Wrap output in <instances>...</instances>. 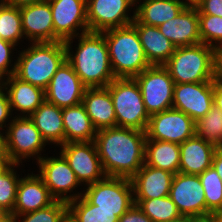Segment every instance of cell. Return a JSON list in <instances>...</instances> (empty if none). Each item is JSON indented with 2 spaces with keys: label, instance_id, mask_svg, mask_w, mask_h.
I'll return each mask as SVG.
<instances>
[{
  "label": "cell",
  "instance_id": "11",
  "mask_svg": "<svg viewBox=\"0 0 222 222\" xmlns=\"http://www.w3.org/2000/svg\"><path fill=\"white\" fill-rule=\"evenodd\" d=\"M86 5L90 32L128 26L135 20L136 0H86Z\"/></svg>",
  "mask_w": 222,
  "mask_h": 222
},
{
  "label": "cell",
  "instance_id": "12",
  "mask_svg": "<svg viewBox=\"0 0 222 222\" xmlns=\"http://www.w3.org/2000/svg\"><path fill=\"white\" fill-rule=\"evenodd\" d=\"M146 140L181 144L196 134L195 121L184 112L171 108L150 116Z\"/></svg>",
  "mask_w": 222,
  "mask_h": 222
},
{
  "label": "cell",
  "instance_id": "52",
  "mask_svg": "<svg viewBox=\"0 0 222 222\" xmlns=\"http://www.w3.org/2000/svg\"><path fill=\"white\" fill-rule=\"evenodd\" d=\"M8 162H0V172L8 165Z\"/></svg>",
  "mask_w": 222,
  "mask_h": 222
},
{
  "label": "cell",
  "instance_id": "19",
  "mask_svg": "<svg viewBox=\"0 0 222 222\" xmlns=\"http://www.w3.org/2000/svg\"><path fill=\"white\" fill-rule=\"evenodd\" d=\"M1 85L8 94L13 116L17 114L15 117H29L45 101L43 88L23 82L15 75L7 77Z\"/></svg>",
  "mask_w": 222,
  "mask_h": 222
},
{
  "label": "cell",
  "instance_id": "22",
  "mask_svg": "<svg viewBox=\"0 0 222 222\" xmlns=\"http://www.w3.org/2000/svg\"><path fill=\"white\" fill-rule=\"evenodd\" d=\"M173 173L144 165L131 178L134 199H153L169 196Z\"/></svg>",
  "mask_w": 222,
  "mask_h": 222
},
{
  "label": "cell",
  "instance_id": "37",
  "mask_svg": "<svg viewBox=\"0 0 222 222\" xmlns=\"http://www.w3.org/2000/svg\"><path fill=\"white\" fill-rule=\"evenodd\" d=\"M201 43L215 50L222 49V18L214 15L198 14Z\"/></svg>",
  "mask_w": 222,
  "mask_h": 222
},
{
  "label": "cell",
  "instance_id": "13",
  "mask_svg": "<svg viewBox=\"0 0 222 222\" xmlns=\"http://www.w3.org/2000/svg\"><path fill=\"white\" fill-rule=\"evenodd\" d=\"M53 18L54 42L89 32L86 0H48Z\"/></svg>",
  "mask_w": 222,
  "mask_h": 222
},
{
  "label": "cell",
  "instance_id": "45",
  "mask_svg": "<svg viewBox=\"0 0 222 222\" xmlns=\"http://www.w3.org/2000/svg\"><path fill=\"white\" fill-rule=\"evenodd\" d=\"M1 1L9 6H15L20 8L26 5L43 2L46 0H1Z\"/></svg>",
  "mask_w": 222,
  "mask_h": 222
},
{
  "label": "cell",
  "instance_id": "1",
  "mask_svg": "<svg viewBox=\"0 0 222 222\" xmlns=\"http://www.w3.org/2000/svg\"><path fill=\"white\" fill-rule=\"evenodd\" d=\"M145 131L111 127L97 130L94 143L106 176L131 179L145 163Z\"/></svg>",
  "mask_w": 222,
  "mask_h": 222
},
{
  "label": "cell",
  "instance_id": "39",
  "mask_svg": "<svg viewBox=\"0 0 222 222\" xmlns=\"http://www.w3.org/2000/svg\"><path fill=\"white\" fill-rule=\"evenodd\" d=\"M13 118V114L10 107V101L6 90L0 86V129H7ZM9 119V120H8ZM7 122V124H6Z\"/></svg>",
  "mask_w": 222,
  "mask_h": 222
},
{
  "label": "cell",
  "instance_id": "16",
  "mask_svg": "<svg viewBox=\"0 0 222 222\" xmlns=\"http://www.w3.org/2000/svg\"><path fill=\"white\" fill-rule=\"evenodd\" d=\"M213 105V81L174 85L172 108L184 112L195 122Z\"/></svg>",
  "mask_w": 222,
  "mask_h": 222
},
{
  "label": "cell",
  "instance_id": "51",
  "mask_svg": "<svg viewBox=\"0 0 222 222\" xmlns=\"http://www.w3.org/2000/svg\"><path fill=\"white\" fill-rule=\"evenodd\" d=\"M217 217L218 222H222V211L214 213Z\"/></svg>",
  "mask_w": 222,
  "mask_h": 222
},
{
  "label": "cell",
  "instance_id": "4",
  "mask_svg": "<svg viewBox=\"0 0 222 222\" xmlns=\"http://www.w3.org/2000/svg\"><path fill=\"white\" fill-rule=\"evenodd\" d=\"M115 78H134L151 65L147 61L137 29L132 25L102 31Z\"/></svg>",
  "mask_w": 222,
  "mask_h": 222
},
{
  "label": "cell",
  "instance_id": "35",
  "mask_svg": "<svg viewBox=\"0 0 222 222\" xmlns=\"http://www.w3.org/2000/svg\"><path fill=\"white\" fill-rule=\"evenodd\" d=\"M19 166L21 167L20 164L9 163L0 172V211L12 213L14 210L17 186L21 178L17 173Z\"/></svg>",
  "mask_w": 222,
  "mask_h": 222
},
{
  "label": "cell",
  "instance_id": "42",
  "mask_svg": "<svg viewBox=\"0 0 222 222\" xmlns=\"http://www.w3.org/2000/svg\"><path fill=\"white\" fill-rule=\"evenodd\" d=\"M214 81L222 84V49L215 53Z\"/></svg>",
  "mask_w": 222,
  "mask_h": 222
},
{
  "label": "cell",
  "instance_id": "28",
  "mask_svg": "<svg viewBox=\"0 0 222 222\" xmlns=\"http://www.w3.org/2000/svg\"><path fill=\"white\" fill-rule=\"evenodd\" d=\"M65 143L94 141L97 130L82 103L62 108Z\"/></svg>",
  "mask_w": 222,
  "mask_h": 222
},
{
  "label": "cell",
  "instance_id": "27",
  "mask_svg": "<svg viewBox=\"0 0 222 222\" xmlns=\"http://www.w3.org/2000/svg\"><path fill=\"white\" fill-rule=\"evenodd\" d=\"M138 32L145 57L150 65H164L176 47L156 26L132 24Z\"/></svg>",
  "mask_w": 222,
  "mask_h": 222
},
{
  "label": "cell",
  "instance_id": "30",
  "mask_svg": "<svg viewBox=\"0 0 222 222\" xmlns=\"http://www.w3.org/2000/svg\"><path fill=\"white\" fill-rule=\"evenodd\" d=\"M68 219L72 222H118L127 211L99 210L98 206L90 204L83 196L70 201Z\"/></svg>",
  "mask_w": 222,
  "mask_h": 222
},
{
  "label": "cell",
  "instance_id": "34",
  "mask_svg": "<svg viewBox=\"0 0 222 222\" xmlns=\"http://www.w3.org/2000/svg\"><path fill=\"white\" fill-rule=\"evenodd\" d=\"M199 178L205 194L206 215L222 211V180L216 170L207 168Z\"/></svg>",
  "mask_w": 222,
  "mask_h": 222
},
{
  "label": "cell",
  "instance_id": "41",
  "mask_svg": "<svg viewBox=\"0 0 222 222\" xmlns=\"http://www.w3.org/2000/svg\"><path fill=\"white\" fill-rule=\"evenodd\" d=\"M118 222H153L138 206L133 204L132 207L125 212Z\"/></svg>",
  "mask_w": 222,
  "mask_h": 222
},
{
  "label": "cell",
  "instance_id": "32",
  "mask_svg": "<svg viewBox=\"0 0 222 222\" xmlns=\"http://www.w3.org/2000/svg\"><path fill=\"white\" fill-rule=\"evenodd\" d=\"M134 204H137L153 222H168L181 216L176 204L169 196L153 199H134Z\"/></svg>",
  "mask_w": 222,
  "mask_h": 222
},
{
  "label": "cell",
  "instance_id": "24",
  "mask_svg": "<svg viewBox=\"0 0 222 222\" xmlns=\"http://www.w3.org/2000/svg\"><path fill=\"white\" fill-rule=\"evenodd\" d=\"M179 146V172L199 175L207 168L212 167L213 156L217 149L213 144L204 141L195 134Z\"/></svg>",
  "mask_w": 222,
  "mask_h": 222
},
{
  "label": "cell",
  "instance_id": "8",
  "mask_svg": "<svg viewBox=\"0 0 222 222\" xmlns=\"http://www.w3.org/2000/svg\"><path fill=\"white\" fill-rule=\"evenodd\" d=\"M85 187L82 196L99 210L128 211L134 204L131 179L105 176Z\"/></svg>",
  "mask_w": 222,
  "mask_h": 222
},
{
  "label": "cell",
  "instance_id": "2",
  "mask_svg": "<svg viewBox=\"0 0 222 222\" xmlns=\"http://www.w3.org/2000/svg\"><path fill=\"white\" fill-rule=\"evenodd\" d=\"M77 40L73 46V40ZM66 60L86 88L107 87L114 79L107 42L102 32H86L64 41ZM73 47H75V52Z\"/></svg>",
  "mask_w": 222,
  "mask_h": 222
},
{
  "label": "cell",
  "instance_id": "3",
  "mask_svg": "<svg viewBox=\"0 0 222 222\" xmlns=\"http://www.w3.org/2000/svg\"><path fill=\"white\" fill-rule=\"evenodd\" d=\"M15 76L23 82L48 87L53 75L66 60L63 41L30 43L18 51Z\"/></svg>",
  "mask_w": 222,
  "mask_h": 222
},
{
  "label": "cell",
  "instance_id": "20",
  "mask_svg": "<svg viewBox=\"0 0 222 222\" xmlns=\"http://www.w3.org/2000/svg\"><path fill=\"white\" fill-rule=\"evenodd\" d=\"M55 199L49 192L43 180L32 173L25 174L20 178L17 186L16 202L13 215H22L45 208L52 204Z\"/></svg>",
  "mask_w": 222,
  "mask_h": 222
},
{
  "label": "cell",
  "instance_id": "44",
  "mask_svg": "<svg viewBox=\"0 0 222 222\" xmlns=\"http://www.w3.org/2000/svg\"><path fill=\"white\" fill-rule=\"evenodd\" d=\"M212 167L216 170L222 180V147L216 149L213 156Z\"/></svg>",
  "mask_w": 222,
  "mask_h": 222
},
{
  "label": "cell",
  "instance_id": "49",
  "mask_svg": "<svg viewBox=\"0 0 222 222\" xmlns=\"http://www.w3.org/2000/svg\"><path fill=\"white\" fill-rule=\"evenodd\" d=\"M168 222H192V217L191 216H180L177 219L168 221Z\"/></svg>",
  "mask_w": 222,
  "mask_h": 222
},
{
  "label": "cell",
  "instance_id": "9",
  "mask_svg": "<svg viewBox=\"0 0 222 222\" xmlns=\"http://www.w3.org/2000/svg\"><path fill=\"white\" fill-rule=\"evenodd\" d=\"M36 163L39 166L37 175L43 180L55 200L68 203L83 195L82 189L81 192H76L79 190L76 188L83 185L77 180L72 168L60 152L55 157L54 155L43 156Z\"/></svg>",
  "mask_w": 222,
  "mask_h": 222
},
{
  "label": "cell",
  "instance_id": "6",
  "mask_svg": "<svg viewBox=\"0 0 222 222\" xmlns=\"http://www.w3.org/2000/svg\"><path fill=\"white\" fill-rule=\"evenodd\" d=\"M107 88L115 109L117 126L146 131L150 116L135 78H115Z\"/></svg>",
  "mask_w": 222,
  "mask_h": 222
},
{
  "label": "cell",
  "instance_id": "48",
  "mask_svg": "<svg viewBox=\"0 0 222 222\" xmlns=\"http://www.w3.org/2000/svg\"><path fill=\"white\" fill-rule=\"evenodd\" d=\"M0 222H14V216L7 211H0Z\"/></svg>",
  "mask_w": 222,
  "mask_h": 222
},
{
  "label": "cell",
  "instance_id": "10",
  "mask_svg": "<svg viewBox=\"0 0 222 222\" xmlns=\"http://www.w3.org/2000/svg\"><path fill=\"white\" fill-rule=\"evenodd\" d=\"M134 78L149 116L172 108L175 83L163 65H151Z\"/></svg>",
  "mask_w": 222,
  "mask_h": 222
},
{
  "label": "cell",
  "instance_id": "17",
  "mask_svg": "<svg viewBox=\"0 0 222 222\" xmlns=\"http://www.w3.org/2000/svg\"><path fill=\"white\" fill-rule=\"evenodd\" d=\"M85 89L71 64L65 60L45 89V100L60 108L75 106L82 103Z\"/></svg>",
  "mask_w": 222,
  "mask_h": 222
},
{
  "label": "cell",
  "instance_id": "15",
  "mask_svg": "<svg viewBox=\"0 0 222 222\" xmlns=\"http://www.w3.org/2000/svg\"><path fill=\"white\" fill-rule=\"evenodd\" d=\"M169 197L182 216L206 215L205 194L199 175L174 174Z\"/></svg>",
  "mask_w": 222,
  "mask_h": 222
},
{
  "label": "cell",
  "instance_id": "26",
  "mask_svg": "<svg viewBox=\"0 0 222 222\" xmlns=\"http://www.w3.org/2000/svg\"><path fill=\"white\" fill-rule=\"evenodd\" d=\"M29 118L47 144L59 147L65 143L62 108L45 100Z\"/></svg>",
  "mask_w": 222,
  "mask_h": 222
},
{
  "label": "cell",
  "instance_id": "47",
  "mask_svg": "<svg viewBox=\"0 0 222 222\" xmlns=\"http://www.w3.org/2000/svg\"><path fill=\"white\" fill-rule=\"evenodd\" d=\"M192 222H218L215 214L192 217Z\"/></svg>",
  "mask_w": 222,
  "mask_h": 222
},
{
  "label": "cell",
  "instance_id": "40",
  "mask_svg": "<svg viewBox=\"0 0 222 222\" xmlns=\"http://www.w3.org/2000/svg\"><path fill=\"white\" fill-rule=\"evenodd\" d=\"M196 7L198 14L214 15L222 18V0H200Z\"/></svg>",
  "mask_w": 222,
  "mask_h": 222
},
{
  "label": "cell",
  "instance_id": "23",
  "mask_svg": "<svg viewBox=\"0 0 222 222\" xmlns=\"http://www.w3.org/2000/svg\"><path fill=\"white\" fill-rule=\"evenodd\" d=\"M82 104L96 130L117 126L115 109L107 87L86 88Z\"/></svg>",
  "mask_w": 222,
  "mask_h": 222
},
{
  "label": "cell",
  "instance_id": "18",
  "mask_svg": "<svg viewBox=\"0 0 222 222\" xmlns=\"http://www.w3.org/2000/svg\"><path fill=\"white\" fill-rule=\"evenodd\" d=\"M22 30L29 43L54 42L52 10L49 1L20 7Z\"/></svg>",
  "mask_w": 222,
  "mask_h": 222
},
{
  "label": "cell",
  "instance_id": "38",
  "mask_svg": "<svg viewBox=\"0 0 222 222\" xmlns=\"http://www.w3.org/2000/svg\"><path fill=\"white\" fill-rule=\"evenodd\" d=\"M17 49L13 43L0 38V82L15 74L17 61L12 59L14 56L12 54Z\"/></svg>",
  "mask_w": 222,
  "mask_h": 222
},
{
  "label": "cell",
  "instance_id": "14",
  "mask_svg": "<svg viewBox=\"0 0 222 222\" xmlns=\"http://www.w3.org/2000/svg\"><path fill=\"white\" fill-rule=\"evenodd\" d=\"M59 147V152L84 187L102 180L106 176L94 141L64 143Z\"/></svg>",
  "mask_w": 222,
  "mask_h": 222
},
{
  "label": "cell",
  "instance_id": "29",
  "mask_svg": "<svg viewBox=\"0 0 222 222\" xmlns=\"http://www.w3.org/2000/svg\"><path fill=\"white\" fill-rule=\"evenodd\" d=\"M145 164L173 174L179 173V144L159 140H146Z\"/></svg>",
  "mask_w": 222,
  "mask_h": 222
},
{
  "label": "cell",
  "instance_id": "33",
  "mask_svg": "<svg viewBox=\"0 0 222 222\" xmlns=\"http://www.w3.org/2000/svg\"><path fill=\"white\" fill-rule=\"evenodd\" d=\"M196 135L217 148L222 147V111L213 105L204 117L195 122Z\"/></svg>",
  "mask_w": 222,
  "mask_h": 222
},
{
  "label": "cell",
  "instance_id": "31",
  "mask_svg": "<svg viewBox=\"0 0 222 222\" xmlns=\"http://www.w3.org/2000/svg\"><path fill=\"white\" fill-rule=\"evenodd\" d=\"M0 38L18 46L25 37L22 30L20 8L9 6L0 0ZM23 39V40H22Z\"/></svg>",
  "mask_w": 222,
  "mask_h": 222
},
{
  "label": "cell",
  "instance_id": "21",
  "mask_svg": "<svg viewBox=\"0 0 222 222\" xmlns=\"http://www.w3.org/2000/svg\"><path fill=\"white\" fill-rule=\"evenodd\" d=\"M158 29L175 47L193 46L201 43L196 6H186L177 17L161 24Z\"/></svg>",
  "mask_w": 222,
  "mask_h": 222
},
{
  "label": "cell",
  "instance_id": "46",
  "mask_svg": "<svg viewBox=\"0 0 222 222\" xmlns=\"http://www.w3.org/2000/svg\"><path fill=\"white\" fill-rule=\"evenodd\" d=\"M0 162H8L5 151V130L0 129Z\"/></svg>",
  "mask_w": 222,
  "mask_h": 222
},
{
  "label": "cell",
  "instance_id": "5",
  "mask_svg": "<svg viewBox=\"0 0 222 222\" xmlns=\"http://www.w3.org/2000/svg\"><path fill=\"white\" fill-rule=\"evenodd\" d=\"M215 53L204 43L176 47L163 66L175 84L214 81Z\"/></svg>",
  "mask_w": 222,
  "mask_h": 222
},
{
  "label": "cell",
  "instance_id": "36",
  "mask_svg": "<svg viewBox=\"0 0 222 222\" xmlns=\"http://www.w3.org/2000/svg\"><path fill=\"white\" fill-rule=\"evenodd\" d=\"M13 216L14 222H65L68 219V205L67 202L55 200L45 208Z\"/></svg>",
  "mask_w": 222,
  "mask_h": 222
},
{
  "label": "cell",
  "instance_id": "7",
  "mask_svg": "<svg viewBox=\"0 0 222 222\" xmlns=\"http://www.w3.org/2000/svg\"><path fill=\"white\" fill-rule=\"evenodd\" d=\"M46 145L48 144L29 117L14 116L5 130L8 163L23 165L26 159L30 161L31 158L38 162L45 155L42 153Z\"/></svg>",
  "mask_w": 222,
  "mask_h": 222
},
{
  "label": "cell",
  "instance_id": "25",
  "mask_svg": "<svg viewBox=\"0 0 222 222\" xmlns=\"http://www.w3.org/2000/svg\"><path fill=\"white\" fill-rule=\"evenodd\" d=\"M186 6L181 0H136L135 20L132 24L158 27L177 17Z\"/></svg>",
  "mask_w": 222,
  "mask_h": 222
},
{
  "label": "cell",
  "instance_id": "43",
  "mask_svg": "<svg viewBox=\"0 0 222 222\" xmlns=\"http://www.w3.org/2000/svg\"><path fill=\"white\" fill-rule=\"evenodd\" d=\"M213 104L222 111V84L213 81Z\"/></svg>",
  "mask_w": 222,
  "mask_h": 222
},
{
  "label": "cell",
  "instance_id": "50",
  "mask_svg": "<svg viewBox=\"0 0 222 222\" xmlns=\"http://www.w3.org/2000/svg\"><path fill=\"white\" fill-rule=\"evenodd\" d=\"M181 1L184 2L187 6H196L200 0H181Z\"/></svg>",
  "mask_w": 222,
  "mask_h": 222
}]
</instances>
